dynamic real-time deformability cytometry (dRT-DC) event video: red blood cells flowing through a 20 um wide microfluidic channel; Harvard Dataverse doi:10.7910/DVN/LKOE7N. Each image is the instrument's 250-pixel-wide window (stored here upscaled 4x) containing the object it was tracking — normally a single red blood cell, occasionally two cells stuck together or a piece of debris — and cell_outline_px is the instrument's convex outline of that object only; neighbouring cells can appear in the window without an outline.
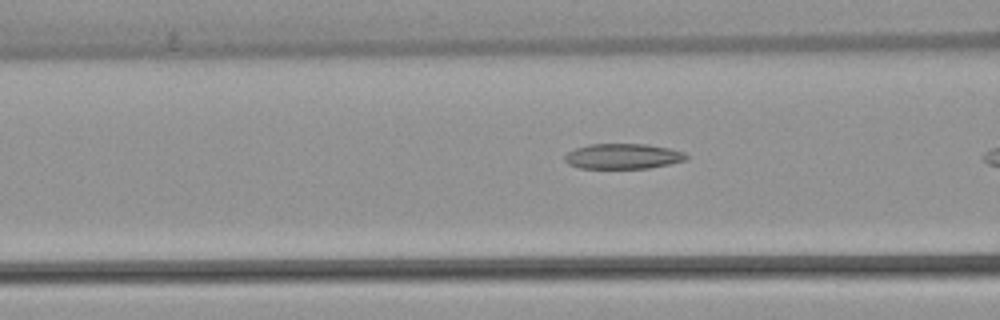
{"species": "common noctule bat (a hibernating species)", "species_latin": "Nyctalus noctula", "temperature_condition": "warm", "stored_images_in_passage": 37, "camera_frame_rate_fps": 3000, "um_per_image_px": 0.085, "animal": {"sex": "female", "body_mass_g": 22.7, "forearm_length_mm": 54.2}, "frame": {"image": 1, "passage_image": 16, "time_ms": 5.0, "image_size_px": [1000, 320], "cell_outline_px": [[688, 160], [648, 168], [580, 168], [568, 164], [564, 160], [564, 156], [568, 152], [576, 148], [588, 144], [648, 144], [672, 148], [684, 152], [688, 156]], "centroid_in_image_um": [52.97, 13.27], "position_along_channel_um": 113.6, "area_um2": 18.03}}
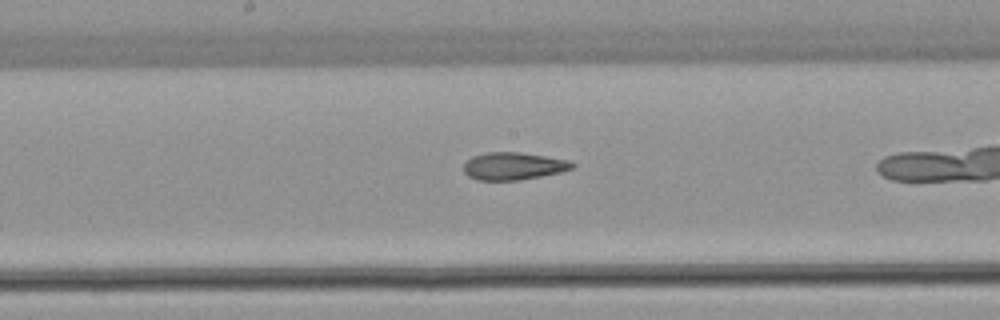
{"frame": {"image": 2, "passage_image": 23, "time_ms": 7.333, "image_size_px": [1000, 320], "cell_outline_px": [[576, 164], [572, 168], [560, 172], [520, 180], [476, 180], [468, 176], [464, 172], [464, 164], [472, 156], [488, 152], [520, 152], [568, 160]], "centroid_in_image_um": [43.62, 14.12], "position_along_channel_um": 204.6, "area_um2": 17.28}}
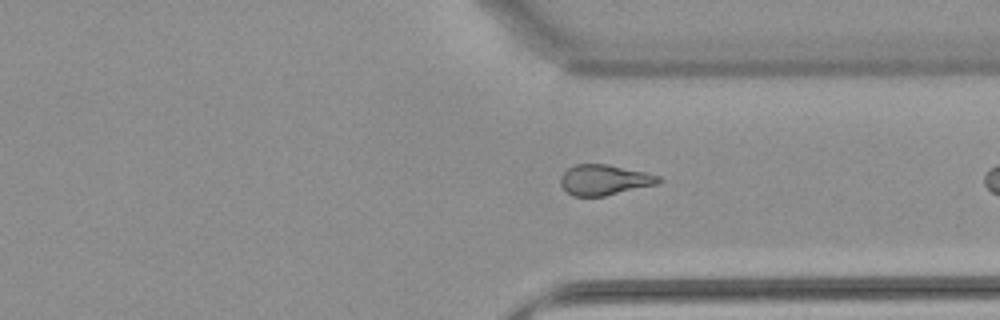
{"frame": {"image": 3, "passage_image": 35, "time_ms": 11.333, "image_size_px": [1000, 320], "cell_outline_px": [[664, 180], [660, 184], [604, 196], [572, 196], [560, 184], [560, 176], [568, 168], [576, 164], [608, 164], [644, 172], [660, 176]], "centroid_in_image_um": [51.4, 15.29], "position_along_channel_um": 360.0, "area_um2": 17.51}}